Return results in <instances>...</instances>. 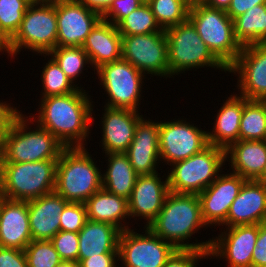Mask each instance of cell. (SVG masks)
<instances>
[{"instance_id": "obj_1", "label": "cell", "mask_w": 266, "mask_h": 267, "mask_svg": "<svg viewBox=\"0 0 266 267\" xmlns=\"http://www.w3.org/2000/svg\"><path fill=\"white\" fill-rule=\"evenodd\" d=\"M82 89L78 88L67 95L41 98L37 119L32 117L35 123L51 132L65 148L85 147L84 141L89 138L94 106L88 93Z\"/></svg>"}, {"instance_id": "obj_2", "label": "cell", "mask_w": 266, "mask_h": 267, "mask_svg": "<svg viewBox=\"0 0 266 267\" xmlns=\"http://www.w3.org/2000/svg\"><path fill=\"white\" fill-rule=\"evenodd\" d=\"M204 226L207 227L201 216L198 194L169 192L162 209L148 228L176 249L209 250L212 239L201 243L188 242Z\"/></svg>"}, {"instance_id": "obj_3", "label": "cell", "mask_w": 266, "mask_h": 267, "mask_svg": "<svg viewBox=\"0 0 266 267\" xmlns=\"http://www.w3.org/2000/svg\"><path fill=\"white\" fill-rule=\"evenodd\" d=\"M29 123L35 126L33 119L30 117L28 120V116L25 117L22 113L16 118L1 143L0 162L22 163L59 159L65 146L37 123L31 131Z\"/></svg>"}, {"instance_id": "obj_4", "label": "cell", "mask_w": 266, "mask_h": 267, "mask_svg": "<svg viewBox=\"0 0 266 267\" xmlns=\"http://www.w3.org/2000/svg\"><path fill=\"white\" fill-rule=\"evenodd\" d=\"M85 147L65 148L56 167L55 192L68 202L85 203L102 188V173Z\"/></svg>"}, {"instance_id": "obj_5", "label": "cell", "mask_w": 266, "mask_h": 267, "mask_svg": "<svg viewBox=\"0 0 266 267\" xmlns=\"http://www.w3.org/2000/svg\"><path fill=\"white\" fill-rule=\"evenodd\" d=\"M57 161L0 162V192L3 198L30 201L55 191Z\"/></svg>"}, {"instance_id": "obj_6", "label": "cell", "mask_w": 266, "mask_h": 267, "mask_svg": "<svg viewBox=\"0 0 266 267\" xmlns=\"http://www.w3.org/2000/svg\"><path fill=\"white\" fill-rule=\"evenodd\" d=\"M169 78L185 73L190 69L212 67L228 72V68L212 53L189 21L169 27L165 30ZM183 71V72H182Z\"/></svg>"}, {"instance_id": "obj_7", "label": "cell", "mask_w": 266, "mask_h": 267, "mask_svg": "<svg viewBox=\"0 0 266 267\" xmlns=\"http://www.w3.org/2000/svg\"><path fill=\"white\" fill-rule=\"evenodd\" d=\"M188 20L194 25L203 42L229 68L242 50L235 37L233 20L226 10L204 4L190 7Z\"/></svg>"}, {"instance_id": "obj_8", "label": "cell", "mask_w": 266, "mask_h": 267, "mask_svg": "<svg viewBox=\"0 0 266 267\" xmlns=\"http://www.w3.org/2000/svg\"><path fill=\"white\" fill-rule=\"evenodd\" d=\"M57 36L56 1L29 5L18 31L8 42V56L20 54L23 47L48 55L57 47Z\"/></svg>"}, {"instance_id": "obj_9", "label": "cell", "mask_w": 266, "mask_h": 267, "mask_svg": "<svg viewBox=\"0 0 266 267\" xmlns=\"http://www.w3.org/2000/svg\"><path fill=\"white\" fill-rule=\"evenodd\" d=\"M225 155V149L209 144L195 155L170 165L172 170L167 175L170 192L201 193L223 170Z\"/></svg>"}, {"instance_id": "obj_10", "label": "cell", "mask_w": 266, "mask_h": 267, "mask_svg": "<svg viewBox=\"0 0 266 267\" xmlns=\"http://www.w3.org/2000/svg\"><path fill=\"white\" fill-rule=\"evenodd\" d=\"M106 94L105 106L138 111L145 75L125 59L106 63L96 69ZM138 106V107H137Z\"/></svg>"}, {"instance_id": "obj_11", "label": "cell", "mask_w": 266, "mask_h": 267, "mask_svg": "<svg viewBox=\"0 0 266 267\" xmlns=\"http://www.w3.org/2000/svg\"><path fill=\"white\" fill-rule=\"evenodd\" d=\"M145 234L134 229L121 231L118 260L122 267H163L176 248L155 235L148 227Z\"/></svg>"}, {"instance_id": "obj_12", "label": "cell", "mask_w": 266, "mask_h": 267, "mask_svg": "<svg viewBox=\"0 0 266 267\" xmlns=\"http://www.w3.org/2000/svg\"><path fill=\"white\" fill-rule=\"evenodd\" d=\"M122 59L140 72L169 77L167 37L165 32L122 36Z\"/></svg>"}, {"instance_id": "obj_13", "label": "cell", "mask_w": 266, "mask_h": 267, "mask_svg": "<svg viewBox=\"0 0 266 267\" xmlns=\"http://www.w3.org/2000/svg\"><path fill=\"white\" fill-rule=\"evenodd\" d=\"M208 145L207 131L202 128L186 120L160 121V159L169 166L195 155Z\"/></svg>"}, {"instance_id": "obj_14", "label": "cell", "mask_w": 266, "mask_h": 267, "mask_svg": "<svg viewBox=\"0 0 266 267\" xmlns=\"http://www.w3.org/2000/svg\"><path fill=\"white\" fill-rule=\"evenodd\" d=\"M229 72L239 76L240 96L247 100H266V43L242 47Z\"/></svg>"}, {"instance_id": "obj_15", "label": "cell", "mask_w": 266, "mask_h": 267, "mask_svg": "<svg viewBox=\"0 0 266 267\" xmlns=\"http://www.w3.org/2000/svg\"><path fill=\"white\" fill-rule=\"evenodd\" d=\"M57 46L82 47L102 16L78 0H56Z\"/></svg>"}, {"instance_id": "obj_16", "label": "cell", "mask_w": 266, "mask_h": 267, "mask_svg": "<svg viewBox=\"0 0 266 267\" xmlns=\"http://www.w3.org/2000/svg\"><path fill=\"white\" fill-rule=\"evenodd\" d=\"M225 228L226 231L212 238L208 256L225 259L228 267H252V252L259 234V224Z\"/></svg>"}, {"instance_id": "obj_17", "label": "cell", "mask_w": 266, "mask_h": 267, "mask_svg": "<svg viewBox=\"0 0 266 267\" xmlns=\"http://www.w3.org/2000/svg\"><path fill=\"white\" fill-rule=\"evenodd\" d=\"M220 174L205 190L198 194L201 204V216L207 227L220 226L227 220L230 206L246 181L240 175Z\"/></svg>"}, {"instance_id": "obj_18", "label": "cell", "mask_w": 266, "mask_h": 267, "mask_svg": "<svg viewBox=\"0 0 266 267\" xmlns=\"http://www.w3.org/2000/svg\"><path fill=\"white\" fill-rule=\"evenodd\" d=\"M161 180L158 172L138 176L128 200L130 217L145 219L147 222L144 227H148L159 214L170 192L168 176L165 181Z\"/></svg>"}, {"instance_id": "obj_19", "label": "cell", "mask_w": 266, "mask_h": 267, "mask_svg": "<svg viewBox=\"0 0 266 267\" xmlns=\"http://www.w3.org/2000/svg\"><path fill=\"white\" fill-rule=\"evenodd\" d=\"M152 121L144 119V117L138 121L132 143L125 152L138 176L158 172L156 167L161 161L159 153L160 122Z\"/></svg>"}, {"instance_id": "obj_20", "label": "cell", "mask_w": 266, "mask_h": 267, "mask_svg": "<svg viewBox=\"0 0 266 267\" xmlns=\"http://www.w3.org/2000/svg\"><path fill=\"white\" fill-rule=\"evenodd\" d=\"M143 117L138 111L104 106L102 123V151L125 153L135 135L138 121ZM104 149V150H103Z\"/></svg>"}, {"instance_id": "obj_21", "label": "cell", "mask_w": 266, "mask_h": 267, "mask_svg": "<svg viewBox=\"0 0 266 267\" xmlns=\"http://www.w3.org/2000/svg\"><path fill=\"white\" fill-rule=\"evenodd\" d=\"M266 222V186L246 180L230 206L227 220L221 225L234 227Z\"/></svg>"}, {"instance_id": "obj_22", "label": "cell", "mask_w": 266, "mask_h": 267, "mask_svg": "<svg viewBox=\"0 0 266 267\" xmlns=\"http://www.w3.org/2000/svg\"><path fill=\"white\" fill-rule=\"evenodd\" d=\"M31 241L28 201L2 198L0 202V247L24 250Z\"/></svg>"}, {"instance_id": "obj_23", "label": "cell", "mask_w": 266, "mask_h": 267, "mask_svg": "<svg viewBox=\"0 0 266 267\" xmlns=\"http://www.w3.org/2000/svg\"><path fill=\"white\" fill-rule=\"evenodd\" d=\"M68 203L55 191L28 201L32 240H51L60 231V213Z\"/></svg>"}, {"instance_id": "obj_24", "label": "cell", "mask_w": 266, "mask_h": 267, "mask_svg": "<svg viewBox=\"0 0 266 267\" xmlns=\"http://www.w3.org/2000/svg\"><path fill=\"white\" fill-rule=\"evenodd\" d=\"M122 36L117 26L101 19L87 36L82 48L94 72L101 65L122 58Z\"/></svg>"}, {"instance_id": "obj_25", "label": "cell", "mask_w": 266, "mask_h": 267, "mask_svg": "<svg viewBox=\"0 0 266 267\" xmlns=\"http://www.w3.org/2000/svg\"><path fill=\"white\" fill-rule=\"evenodd\" d=\"M225 154V161L231 163L233 173L246 180H257L266 165V140H238L225 150Z\"/></svg>"}, {"instance_id": "obj_26", "label": "cell", "mask_w": 266, "mask_h": 267, "mask_svg": "<svg viewBox=\"0 0 266 267\" xmlns=\"http://www.w3.org/2000/svg\"><path fill=\"white\" fill-rule=\"evenodd\" d=\"M121 230L114 225L87 219L78 232V262L104 253H118Z\"/></svg>"}, {"instance_id": "obj_27", "label": "cell", "mask_w": 266, "mask_h": 267, "mask_svg": "<svg viewBox=\"0 0 266 267\" xmlns=\"http://www.w3.org/2000/svg\"><path fill=\"white\" fill-rule=\"evenodd\" d=\"M239 94L230 95L218 110L212 132H207L208 143L223 149L239 140L243 106L248 101Z\"/></svg>"}, {"instance_id": "obj_28", "label": "cell", "mask_w": 266, "mask_h": 267, "mask_svg": "<svg viewBox=\"0 0 266 267\" xmlns=\"http://www.w3.org/2000/svg\"><path fill=\"white\" fill-rule=\"evenodd\" d=\"M84 204L87 219L114 225L121 231L130 229L128 223L125 222L126 218H130L127 199L101 188ZM122 222L126 224L124 225Z\"/></svg>"}, {"instance_id": "obj_29", "label": "cell", "mask_w": 266, "mask_h": 267, "mask_svg": "<svg viewBox=\"0 0 266 267\" xmlns=\"http://www.w3.org/2000/svg\"><path fill=\"white\" fill-rule=\"evenodd\" d=\"M107 171L102 174V188L114 195L130 199L138 175L126 153H108Z\"/></svg>"}, {"instance_id": "obj_30", "label": "cell", "mask_w": 266, "mask_h": 267, "mask_svg": "<svg viewBox=\"0 0 266 267\" xmlns=\"http://www.w3.org/2000/svg\"><path fill=\"white\" fill-rule=\"evenodd\" d=\"M234 33L242 47L266 43V4L256 5L233 20Z\"/></svg>"}, {"instance_id": "obj_31", "label": "cell", "mask_w": 266, "mask_h": 267, "mask_svg": "<svg viewBox=\"0 0 266 267\" xmlns=\"http://www.w3.org/2000/svg\"><path fill=\"white\" fill-rule=\"evenodd\" d=\"M239 140H266V100H248L244 104Z\"/></svg>"}, {"instance_id": "obj_32", "label": "cell", "mask_w": 266, "mask_h": 267, "mask_svg": "<svg viewBox=\"0 0 266 267\" xmlns=\"http://www.w3.org/2000/svg\"><path fill=\"white\" fill-rule=\"evenodd\" d=\"M161 29L178 25L188 20L190 6L186 0H147Z\"/></svg>"}, {"instance_id": "obj_33", "label": "cell", "mask_w": 266, "mask_h": 267, "mask_svg": "<svg viewBox=\"0 0 266 267\" xmlns=\"http://www.w3.org/2000/svg\"><path fill=\"white\" fill-rule=\"evenodd\" d=\"M117 29L121 36L165 32L157 24L154 14L146 1L136 10L128 14L117 25Z\"/></svg>"}, {"instance_id": "obj_34", "label": "cell", "mask_w": 266, "mask_h": 267, "mask_svg": "<svg viewBox=\"0 0 266 267\" xmlns=\"http://www.w3.org/2000/svg\"><path fill=\"white\" fill-rule=\"evenodd\" d=\"M49 55L73 83L83 72V68L90 64L87 53L82 47L78 46H57L44 57Z\"/></svg>"}, {"instance_id": "obj_35", "label": "cell", "mask_w": 266, "mask_h": 267, "mask_svg": "<svg viewBox=\"0 0 266 267\" xmlns=\"http://www.w3.org/2000/svg\"><path fill=\"white\" fill-rule=\"evenodd\" d=\"M40 80L43 86L42 98L67 95L81 88L65 75L53 58L49 59L43 67Z\"/></svg>"}, {"instance_id": "obj_36", "label": "cell", "mask_w": 266, "mask_h": 267, "mask_svg": "<svg viewBox=\"0 0 266 267\" xmlns=\"http://www.w3.org/2000/svg\"><path fill=\"white\" fill-rule=\"evenodd\" d=\"M29 5L26 0H0V31L9 40L18 31Z\"/></svg>"}, {"instance_id": "obj_37", "label": "cell", "mask_w": 266, "mask_h": 267, "mask_svg": "<svg viewBox=\"0 0 266 267\" xmlns=\"http://www.w3.org/2000/svg\"><path fill=\"white\" fill-rule=\"evenodd\" d=\"M24 253L28 267H56L62 261L50 240H32Z\"/></svg>"}, {"instance_id": "obj_38", "label": "cell", "mask_w": 266, "mask_h": 267, "mask_svg": "<svg viewBox=\"0 0 266 267\" xmlns=\"http://www.w3.org/2000/svg\"><path fill=\"white\" fill-rule=\"evenodd\" d=\"M86 221L85 204L69 202L60 213V230L78 233Z\"/></svg>"}, {"instance_id": "obj_39", "label": "cell", "mask_w": 266, "mask_h": 267, "mask_svg": "<svg viewBox=\"0 0 266 267\" xmlns=\"http://www.w3.org/2000/svg\"><path fill=\"white\" fill-rule=\"evenodd\" d=\"M50 241L62 260L78 261V233L60 230Z\"/></svg>"}, {"instance_id": "obj_40", "label": "cell", "mask_w": 266, "mask_h": 267, "mask_svg": "<svg viewBox=\"0 0 266 267\" xmlns=\"http://www.w3.org/2000/svg\"><path fill=\"white\" fill-rule=\"evenodd\" d=\"M208 252L209 250L176 249L163 267H197L199 259L209 257Z\"/></svg>"}, {"instance_id": "obj_41", "label": "cell", "mask_w": 266, "mask_h": 267, "mask_svg": "<svg viewBox=\"0 0 266 267\" xmlns=\"http://www.w3.org/2000/svg\"><path fill=\"white\" fill-rule=\"evenodd\" d=\"M144 2L145 0H114L110 8L102 15V19L117 26Z\"/></svg>"}, {"instance_id": "obj_42", "label": "cell", "mask_w": 266, "mask_h": 267, "mask_svg": "<svg viewBox=\"0 0 266 267\" xmlns=\"http://www.w3.org/2000/svg\"><path fill=\"white\" fill-rule=\"evenodd\" d=\"M0 267H28L24 250L0 247Z\"/></svg>"}, {"instance_id": "obj_43", "label": "cell", "mask_w": 266, "mask_h": 267, "mask_svg": "<svg viewBox=\"0 0 266 267\" xmlns=\"http://www.w3.org/2000/svg\"><path fill=\"white\" fill-rule=\"evenodd\" d=\"M21 113L16 107L11 106L10 103L0 101V146L4 136Z\"/></svg>"}, {"instance_id": "obj_44", "label": "cell", "mask_w": 266, "mask_h": 267, "mask_svg": "<svg viewBox=\"0 0 266 267\" xmlns=\"http://www.w3.org/2000/svg\"><path fill=\"white\" fill-rule=\"evenodd\" d=\"M252 252V267H266V222L259 224V234Z\"/></svg>"}, {"instance_id": "obj_45", "label": "cell", "mask_w": 266, "mask_h": 267, "mask_svg": "<svg viewBox=\"0 0 266 267\" xmlns=\"http://www.w3.org/2000/svg\"><path fill=\"white\" fill-rule=\"evenodd\" d=\"M117 259V260H116ZM118 253H104L88 257L80 262L81 267H116Z\"/></svg>"}, {"instance_id": "obj_46", "label": "cell", "mask_w": 266, "mask_h": 267, "mask_svg": "<svg viewBox=\"0 0 266 267\" xmlns=\"http://www.w3.org/2000/svg\"><path fill=\"white\" fill-rule=\"evenodd\" d=\"M260 4H266V0H231L226 13L232 20H234L236 17L244 14L247 10Z\"/></svg>"}, {"instance_id": "obj_47", "label": "cell", "mask_w": 266, "mask_h": 267, "mask_svg": "<svg viewBox=\"0 0 266 267\" xmlns=\"http://www.w3.org/2000/svg\"><path fill=\"white\" fill-rule=\"evenodd\" d=\"M81 4L101 16L110 8L114 0H78Z\"/></svg>"}, {"instance_id": "obj_48", "label": "cell", "mask_w": 266, "mask_h": 267, "mask_svg": "<svg viewBox=\"0 0 266 267\" xmlns=\"http://www.w3.org/2000/svg\"><path fill=\"white\" fill-rule=\"evenodd\" d=\"M231 0H207L204 5L211 8H217L222 10H227L230 6Z\"/></svg>"}, {"instance_id": "obj_49", "label": "cell", "mask_w": 266, "mask_h": 267, "mask_svg": "<svg viewBox=\"0 0 266 267\" xmlns=\"http://www.w3.org/2000/svg\"><path fill=\"white\" fill-rule=\"evenodd\" d=\"M9 39L0 31V52L4 54V52L7 53V45H8Z\"/></svg>"}, {"instance_id": "obj_50", "label": "cell", "mask_w": 266, "mask_h": 267, "mask_svg": "<svg viewBox=\"0 0 266 267\" xmlns=\"http://www.w3.org/2000/svg\"><path fill=\"white\" fill-rule=\"evenodd\" d=\"M56 267H81L78 261L62 260Z\"/></svg>"}, {"instance_id": "obj_51", "label": "cell", "mask_w": 266, "mask_h": 267, "mask_svg": "<svg viewBox=\"0 0 266 267\" xmlns=\"http://www.w3.org/2000/svg\"><path fill=\"white\" fill-rule=\"evenodd\" d=\"M187 4L192 7L194 5H198V4H204L207 0H186Z\"/></svg>"}, {"instance_id": "obj_52", "label": "cell", "mask_w": 266, "mask_h": 267, "mask_svg": "<svg viewBox=\"0 0 266 267\" xmlns=\"http://www.w3.org/2000/svg\"><path fill=\"white\" fill-rule=\"evenodd\" d=\"M257 181L266 186V165H265L263 173L260 175V177L257 179Z\"/></svg>"}, {"instance_id": "obj_53", "label": "cell", "mask_w": 266, "mask_h": 267, "mask_svg": "<svg viewBox=\"0 0 266 267\" xmlns=\"http://www.w3.org/2000/svg\"><path fill=\"white\" fill-rule=\"evenodd\" d=\"M30 5L34 4H45L51 2L50 0H26Z\"/></svg>"}, {"instance_id": "obj_54", "label": "cell", "mask_w": 266, "mask_h": 267, "mask_svg": "<svg viewBox=\"0 0 266 267\" xmlns=\"http://www.w3.org/2000/svg\"><path fill=\"white\" fill-rule=\"evenodd\" d=\"M2 198H3V195H2L1 192H0V202H1Z\"/></svg>"}]
</instances>
